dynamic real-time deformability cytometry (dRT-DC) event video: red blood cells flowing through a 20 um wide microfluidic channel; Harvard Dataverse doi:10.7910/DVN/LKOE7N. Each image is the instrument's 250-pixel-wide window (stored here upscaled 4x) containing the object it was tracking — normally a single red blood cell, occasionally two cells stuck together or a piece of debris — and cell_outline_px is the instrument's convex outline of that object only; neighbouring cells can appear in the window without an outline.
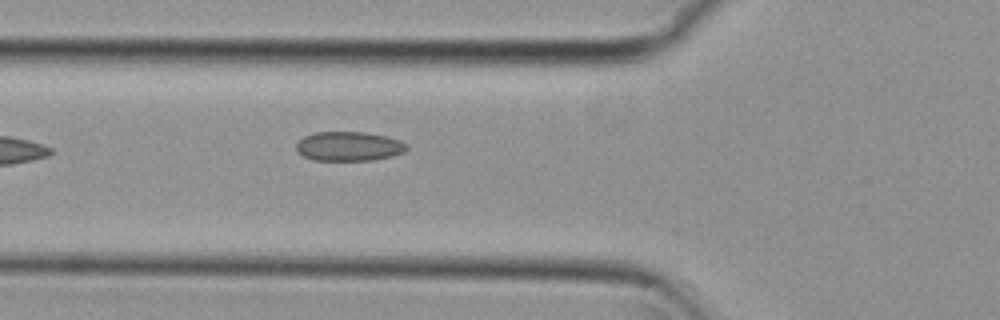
{"species": "common noctule bat (a hibernating species)", "species_latin": "Nyctalus noctula", "temperature_condition": "cold", "stored_images_in_passage": 6, "camera_frame_rate_fps": 3000, "um_per_image_px": 0.085, "animal": {"sex": "female", "body_mass_g": 29.2, "forearm_length_mm": 56.3}, "frame": {"image": 1, "passage_image": 6, "time_ms": 1.667, "image_size_px": [1000, 320], "cell_outline_px": [[408, 148], [404, 152], [392, 156], [372, 160], [312, 160], [296, 152], [296, 144], [304, 136], [316, 132], [364, 132], [388, 136], [400, 140], [408, 144]], "centroid_in_image_um": [29.67, 12.43], "position_along_channel_um": 96.1, "area_um2": 19.02}}